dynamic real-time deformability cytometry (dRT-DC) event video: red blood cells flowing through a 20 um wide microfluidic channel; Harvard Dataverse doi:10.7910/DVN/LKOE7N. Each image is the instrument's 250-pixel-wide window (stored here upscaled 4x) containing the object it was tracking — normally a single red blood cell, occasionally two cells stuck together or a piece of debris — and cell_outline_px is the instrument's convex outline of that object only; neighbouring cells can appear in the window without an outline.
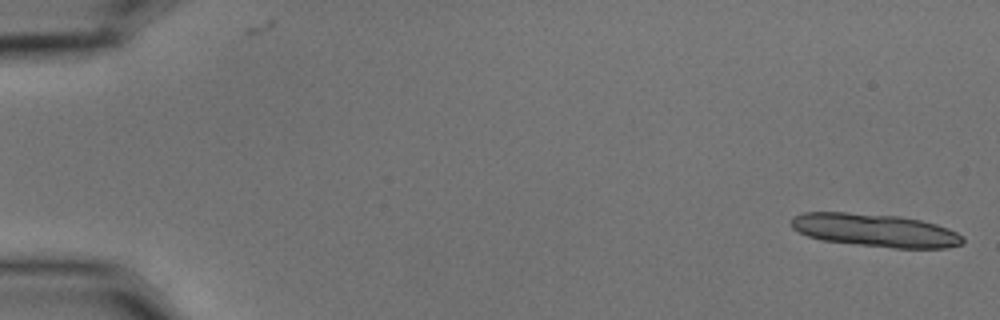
{"species": "common noctule bat (a hibernating species)", "species_latin": "Nyctalus noctula", "temperature_condition": "cold", "stored_images_in_passage": 8, "camera_frame_rate_fps": 3000, "um_per_image_px": 0.085, "animal": {"sex": "male", "body_mass_g": 15.6}, "frame": {"image": 1, "passage_image": 1, "time_ms": 0.0, "image_size_px": [1000, 320], "cell_outline_px": [[964, 244], [944, 248], [892, 248], [824, 240], [808, 236], [792, 228], [788, 220], [792, 216], [804, 212], [848, 212], [900, 216], [920, 220], [936, 224], [948, 228], [964, 236]], "centroid_in_image_um": [74.39, 19.56], "position_along_channel_um": 10.6, "area_um2": 33.18}}
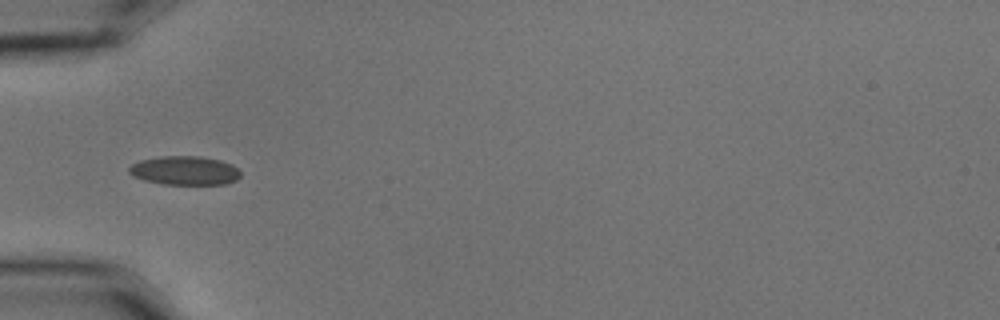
{"frame": {"image": 2, "passage_image": 6, "time_ms": 1.667, "image_size_px": [1000, 320], "cell_outline_px": [[240, 176], [236, 180], [224, 184], [164, 184], [144, 180], [132, 176], [128, 172], [128, 168], [132, 164], [140, 160], [160, 156], [200, 156], [220, 160], [232, 164], [240, 172]], "centroid_in_image_um": [15.68, 14.49], "position_along_channel_um": 69.3, "area_um2": 18.79}}
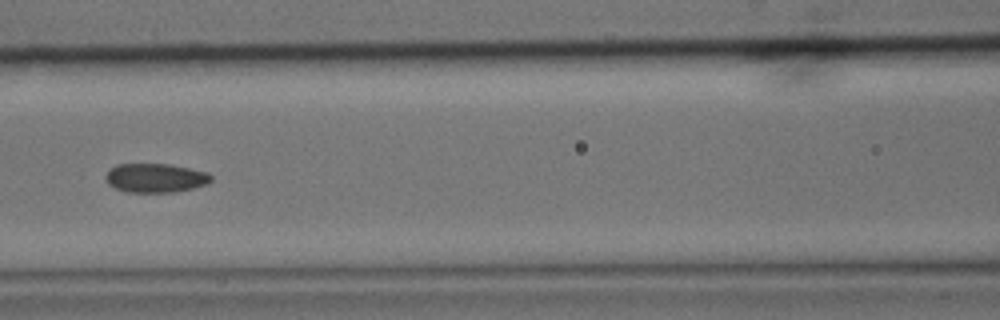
{"frame": {"image": 3, "passage_image": 8, "time_ms": 2.333, "image_size_px": [1000, 320], "cell_outline_px": [[212, 180], [208, 184], [176, 192], [128, 192], [116, 188], [108, 184], [104, 176], [108, 168], [116, 164], [168, 164], [208, 172], [212, 176]], "centroid_in_image_um": [13.19, 15.12], "position_along_channel_um": 153.4, "area_um2": 17.98}}